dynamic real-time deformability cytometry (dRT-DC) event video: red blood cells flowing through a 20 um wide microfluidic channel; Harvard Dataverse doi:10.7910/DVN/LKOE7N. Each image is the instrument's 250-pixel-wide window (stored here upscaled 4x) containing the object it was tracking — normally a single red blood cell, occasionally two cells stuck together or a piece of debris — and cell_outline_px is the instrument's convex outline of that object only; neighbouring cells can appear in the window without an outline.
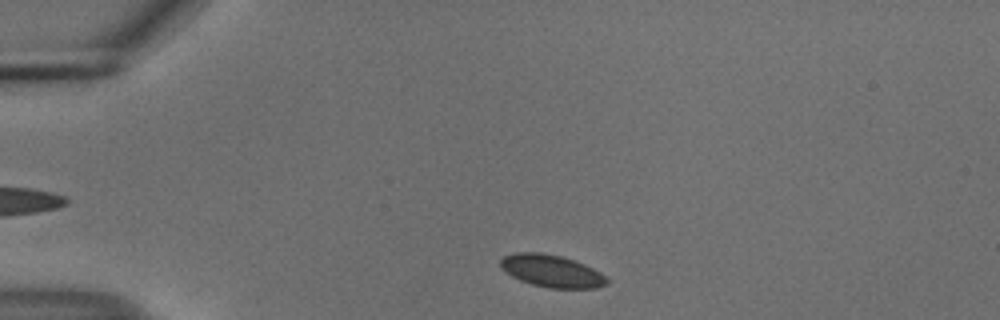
{"species": "common noctule bat (a hibernating species)", "species_latin": "Nyctalus noctula", "temperature_condition": "cold", "stored_images_in_passage": 45, "camera_frame_rate_fps": 3000, "um_per_image_px": 0.085, "animal": {"sex": "male", "body_mass_g": 18.8}, "frame": {"image": 1, "passage_image": 2, "time_ms": 0.333, "image_size_px": [1000, 320], "cell_outline_px": [[608, 284], [596, 288], [548, 288], [532, 284], [520, 280], [512, 276], [500, 268], [500, 260], [504, 256], [516, 252], [540, 252], [560, 256], [584, 264], [600, 272], [608, 280]], "centroid_in_image_um": [46.87, 23.04], "position_along_channel_um": 38.1, "area_um2": 19.94}}
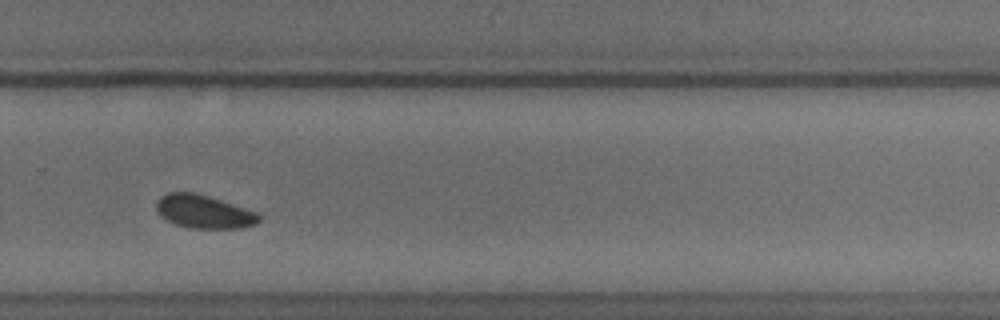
{"frame": {"image": 2, "passage_image": 28, "time_ms": 9.0, "image_size_px": [1000, 320], "cell_outline_px": [[260, 220], [256, 224], [244, 228], [188, 228], [164, 220], [156, 212], [156, 200], [160, 196], [168, 192], [196, 192], [260, 212]], "centroid_in_image_um": [17.32, 17.99], "position_along_channel_um": 312.5, "area_um2": 20.4}}
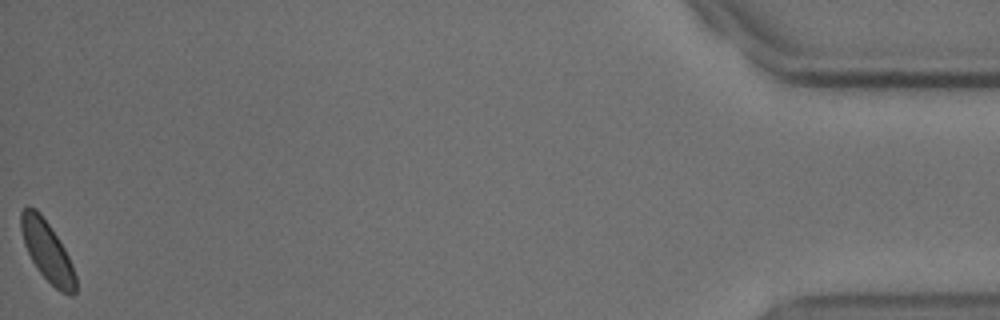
{"frame": {"image": 3, "passage_image": 45, "time_ms": 14.667, "image_size_px": [1000, 320], "cell_outline_px": [[76, 292], [72, 296], [68, 296], [60, 292], [36, 268], [24, 244], [20, 228], [20, 212], [28, 204], [36, 208], [48, 224], [64, 248], [72, 264], [76, 276]], "centroid_in_image_um": [4.01, 21.36], "position_along_channel_um": 431.2, "area_um2": 19.07}, "authors_computed_cell_mechanics": {"area_um2": 19.941, "velocity_mm_per_s": 3.6546, "shape_relaxation_time_tau1_ms": 1.337, "shape_relaxation_time_tau2_ms": null, "deformation_change_tau1": 0.0503, "deformation_change_tau2": null}}